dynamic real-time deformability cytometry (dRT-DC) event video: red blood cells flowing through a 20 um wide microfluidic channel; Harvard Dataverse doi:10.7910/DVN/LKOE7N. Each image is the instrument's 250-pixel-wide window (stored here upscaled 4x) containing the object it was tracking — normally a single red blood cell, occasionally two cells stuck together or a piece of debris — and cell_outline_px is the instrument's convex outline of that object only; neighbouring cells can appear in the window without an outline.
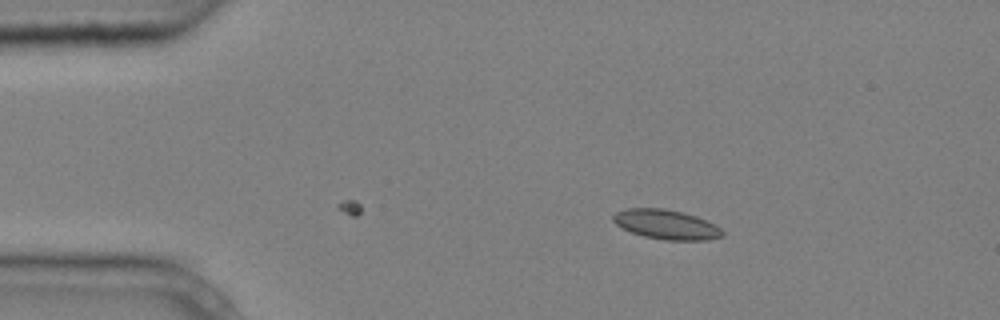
{"species": "common noctule bat (a hibernating species)", "species_latin": "Nyctalus noctula", "temperature_condition": "cold", "stored_images_in_passage": 2, "camera_frame_rate_fps": 3000, "um_per_image_px": 0.085, "animal": {"sex": "male", "body_mass_g": 20.4}, "frame": {"image": 1, "passage_image": 2, "time_ms": 0.333, "image_size_px": [1000, 320], "cell_outline_px": [[724, 236], [708, 240], [664, 240], [644, 236], [632, 232], [616, 224], [612, 220], [612, 216], [616, 212], [628, 208], [664, 208], [684, 212], [696, 216], [720, 228], [724, 232]], "centroid_in_image_um": [56.63, 19.08], "position_along_channel_um": 28.4, "area_um2": 18.73}}